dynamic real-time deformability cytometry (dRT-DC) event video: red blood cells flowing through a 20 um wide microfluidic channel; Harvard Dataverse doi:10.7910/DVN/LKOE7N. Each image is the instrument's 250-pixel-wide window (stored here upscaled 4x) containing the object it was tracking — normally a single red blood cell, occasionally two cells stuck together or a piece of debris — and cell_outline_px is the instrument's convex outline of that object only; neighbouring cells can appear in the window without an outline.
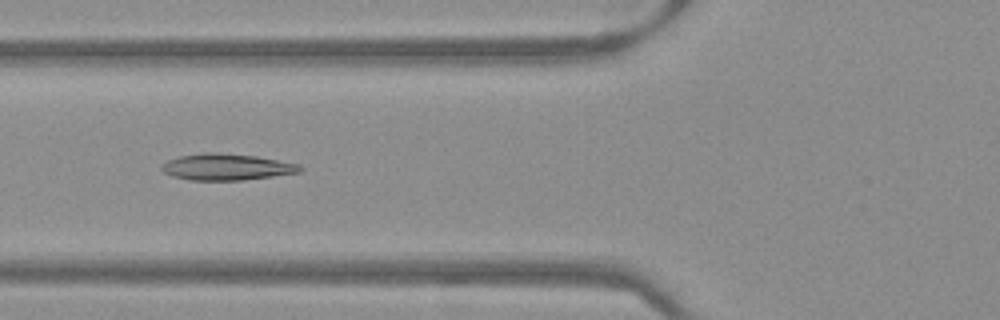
{"species": "Egyptian fruit bat (a non-hibernating species)", "species_latin": "Rousettus aegyptiacus", "temperature_condition": "warm", "stored_images_in_passage": 45, "camera_frame_rate_fps": 3000, "um_per_image_px": 0.085, "frame": {"image": 1, "passage_image": 14, "time_ms": 4.333, "image_size_px": [1000, 320], "cell_outline_px": [[304, 168], [300, 172], [244, 180], [188, 180], [172, 176], [164, 172], [160, 168], [160, 164], [168, 160], [180, 156], [208, 152], [212, 152], [256, 156], [300, 164]], "centroid_in_image_um": [19.25, 14.19], "position_along_channel_um": 106.6, "area_um2": 21.27}}
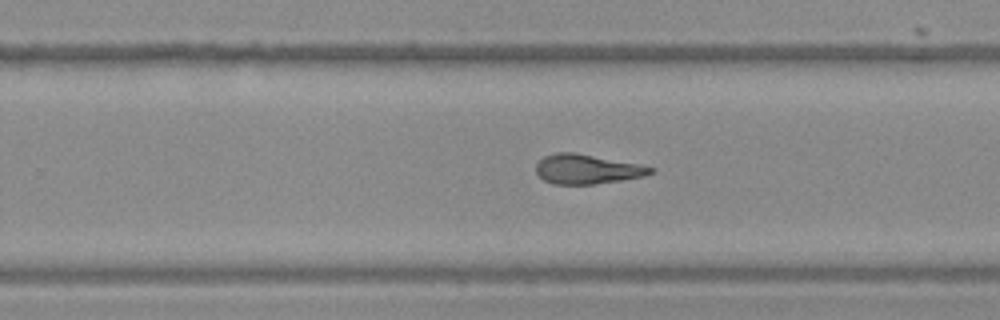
{"frame": {"image": 2, "passage_image": 27, "time_ms": 8.667, "image_size_px": [1000, 320], "cell_outline_px": [[656, 172], [644, 176], [596, 184], [552, 184], [544, 180], [536, 172], [536, 164], [544, 156], [556, 152], [576, 152], [640, 164], [656, 168]], "centroid_in_image_um": [49.92, 14.37], "position_along_channel_um": 279.9, "area_um2": 19.88}}
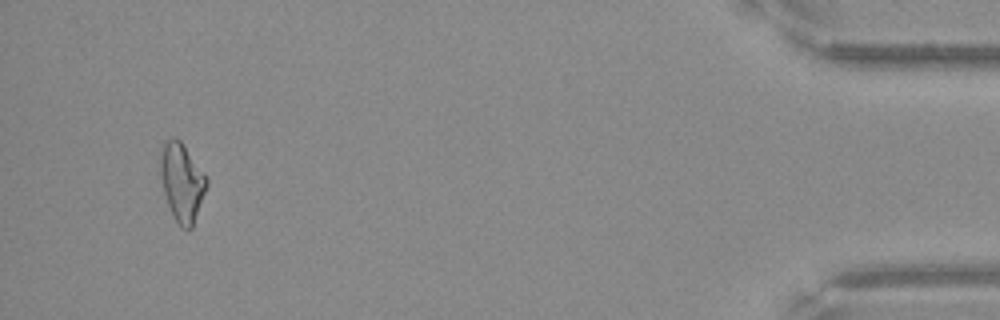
{"frame": {"image": 3, "passage_image": 43, "time_ms": 14.0, "image_size_px": [1000, 320], "cell_outline_px": [[208, 184], [192, 228], [180, 228], [172, 216], [164, 192], [160, 176], [160, 156], [164, 140], [172, 136], [176, 136], [180, 140], [208, 176]], "centroid_in_image_um": [15.46, 15.45], "position_along_channel_um": 419.7, "area_um2": 21.39}}